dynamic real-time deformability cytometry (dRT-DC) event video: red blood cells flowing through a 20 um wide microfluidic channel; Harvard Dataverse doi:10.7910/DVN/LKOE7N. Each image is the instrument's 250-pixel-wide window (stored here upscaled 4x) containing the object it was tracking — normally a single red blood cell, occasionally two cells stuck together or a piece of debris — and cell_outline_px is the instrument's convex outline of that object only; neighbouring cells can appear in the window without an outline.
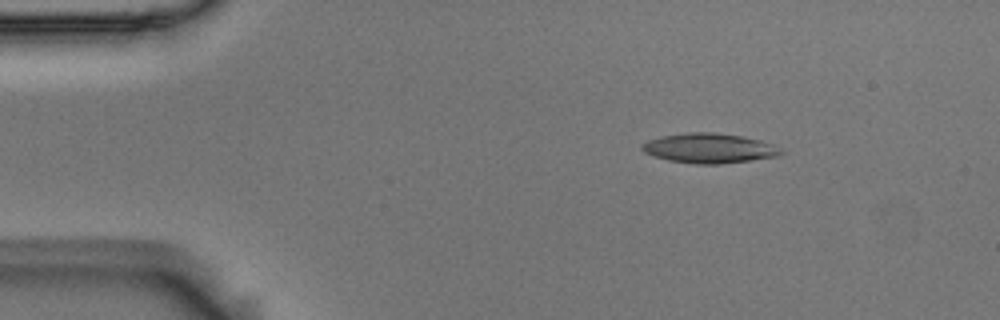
{"species": "Egyptian fruit bat (a non-hibernating species)", "species_latin": "Rousettus aegyptiacus", "temperature_condition": "room temperature", "stored_images_in_passage": 4, "camera_frame_rate_fps": 3000, "um_per_image_px": 0.085, "animal": {"sex": "male"}, "frame": {"image": 1, "passage_image": 2, "time_ms": 0.333, "image_size_px": [1000, 320], "cell_outline_px": [[784, 152], [776, 156], [752, 160], [720, 164], [696, 164], [668, 160], [644, 152], [640, 148], [640, 144], [648, 140], [660, 136], [688, 132], [716, 132], [744, 136], [760, 140], [772, 144], [780, 148]], "centroid_in_image_um": [60.27, 12.59], "position_along_channel_um": 24.7, "area_um2": 24.22}}